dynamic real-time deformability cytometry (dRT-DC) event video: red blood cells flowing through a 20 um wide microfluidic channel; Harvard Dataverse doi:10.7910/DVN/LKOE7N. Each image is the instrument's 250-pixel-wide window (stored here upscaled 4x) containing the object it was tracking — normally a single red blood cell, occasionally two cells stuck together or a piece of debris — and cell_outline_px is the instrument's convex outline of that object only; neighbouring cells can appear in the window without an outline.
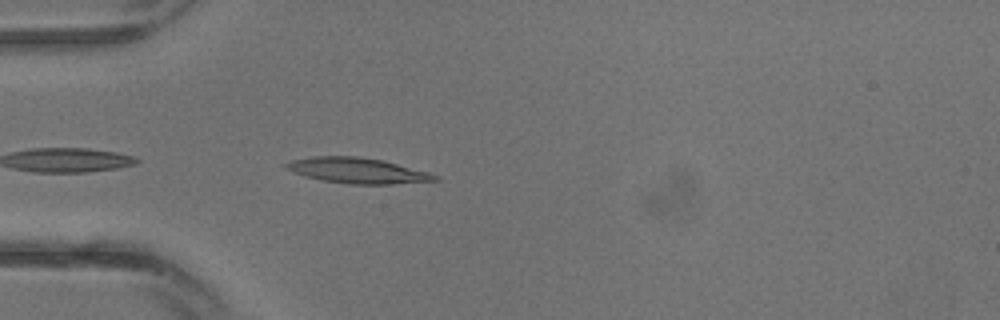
{"species": "common noctule bat (a hibernating species)", "species_latin": "Nyctalus noctula", "temperature_condition": "warm", "stored_images_in_passage": 15, "camera_frame_rate_fps": 3000, "um_per_image_px": 0.085, "animal": {"sex": "male", "body_mass_g": 13.3}, "frame": {"image": 1, "passage_image": 9, "time_ms": 2.667, "image_size_px": [1000, 320], "cell_outline_px": [[440, 180], [392, 184], [352, 184], [320, 180], [304, 176], [292, 172], [284, 168], [284, 164], [292, 160], [312, 156], [356, 156], [380, 160], [428, 172], [440, 176]], "centroid_in_image_um": [30.34, 14.5], "position_along_channel_um": 54.7, "area_um2": 22.02}}
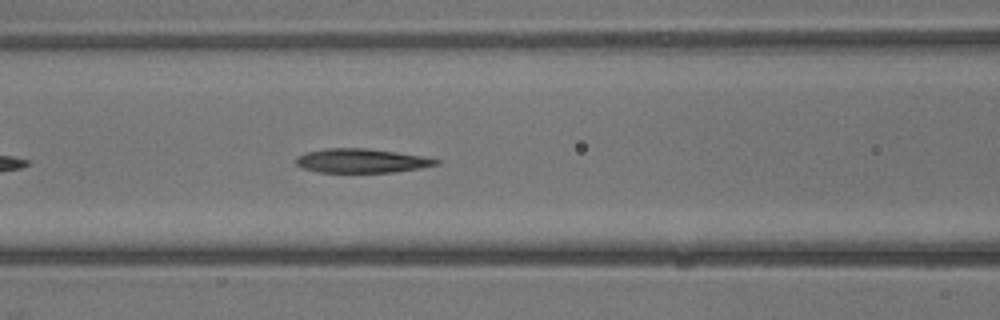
{"frame": {"image": 2, "passage_image": 13, "time_ms": 4.0, "image_size_px": [1000, 320], "cell_outline_px": [[440, 164], [420, 168], [392, 172], [320, 172], [300, 168], [296, 164], [296, 156], [308, 152], [324, 148], [368, 148], [428, 156], [440, 160]], "centroid_in_image_um": [30.76, 13.65], "position_along_channel_um": 135.8, "area_um2": 19.88}}
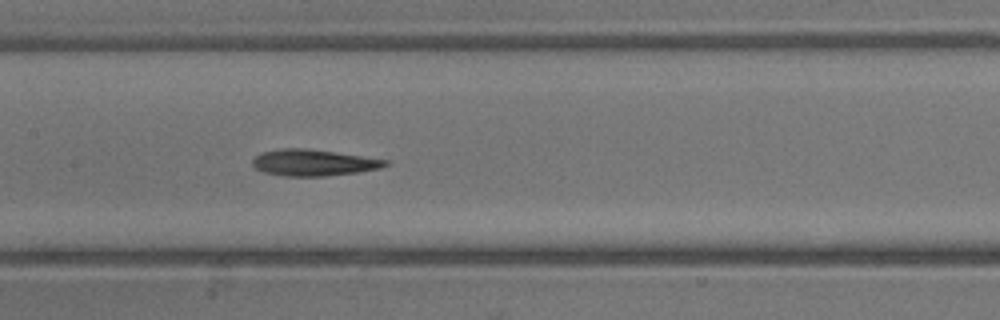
{"frame": {"image": 3, "passage_image": 15, "time_ms": 4.667, "image_size_px": [1000, 320], "cell_outline_px": [[388, 164], [380, 168], [356, 172], [324, 176], [284, 176], [264, 172], [256, 168], [252, 164], [252, 160], [256, 156], [264, 152], [280, 148], [304, 148], [388, 160]], "centroid_in_image_um": [26.61, 13.83], "position_along_channel_um": 180.8, "area_um2": 20.0}}